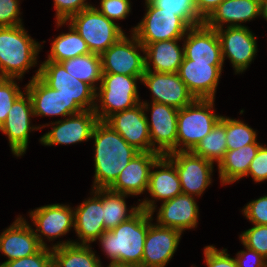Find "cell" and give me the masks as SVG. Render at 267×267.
<instances>
[{"instance_id": "3", "label": "cell", "mask_w": 267, "mask_h": 267, "mask_svg": "<svg viewBox=\"0 0 267 267\" xmlns=\"http://www.w3.org/2000/svg\"><path fill=\"white\" fill-rule=\"evenodd\" d=\"M24 25L0 27V78H16L37 64L42 45L28 35Z\"/></svg>"}, {"instance_id": "6", "label": "cell", "mask_w": 267, "mask_h": 267, "mask_svg": "<svg viewBox=\"0 0 267 267\" xmlns=\"http://www.w3.org/2000/svg\"><path fill=\"white\" fill-rule=\"evenodd\" d=\"M67 22L85 40L90 52L99 55L125 35L118 23L108 19L93 5L71 16L66 22L56 21V24L61 27Z\"/></svg>"}, {"instance_id": "9", "label": "cell", "mask_w": 267, "mask_h": 267, "mask_svg": "<svg viewBox=\"0 0 267 267\" xmlns=\"http://www.w3.org/2000/svg\"><path fill=\"white\" fill-rule=\"evenodd\" d=\"M39 68V77L49 87L70 98L71 101H76L84 110H94L96 90L91 85L67 73L59 62L45 60Z\"/></svg>"}, {"instance_id": "7", "label": "cell", "mask_w": 267, "mask_h": 267, "mask_svg": "<svg viewBox=\"0 0 267 267\" xmlns=\"http://www.w3.org/2000/svg\"><path fill=\"white\" fill-rule=\"evenodd\" d=\"M145 6L144 18L131 30L143 46L158 41L183 39L191 28L181 17L155 7L149 0L145 1Z\"/></svg>"}, {"instance_id": "29", "label": "cell", "mask_w": 267, "mask_h": 267, "mask_svg": "<svg viewBox=\"0 0 267 267\" xmlns=\"http://www.w3.org/2000/svg\"><path fill=\"white\" fill-rule=\"evenodd\" d=\"M51 248L52 267H103L90 245L68 240L57 242Z\"/></svg>"}, {"instance_id": "15", "label": "cell", "mask_w": 267, "mask_h": 267, "mask_svg": "<svg viewBox=\"0 0 267 267\" xmlns=\"http://www.w3.org/2000/svg\"><path fill=\"white\" fill-rule=\"evenodd\" d=\"M98 122L94 110H84L65 117L64 120L52 122V130L45 133L40 142L42 145H69L91 139L95 124ZM56 125V126H55Z\"/></svg>"}, {"instance_id": "16", "label": "cell", "mask_w": 267, "mask_h": 267, "mask_svg": "<svg viewBox=\"0 0 267 267\" xmlns=\"http://www.w3.org/2000/svg\"><path fill=\"white\" fill-rule=\"evenodd\" d=\"M105 122L138 151L156 152L152 148L147 114L142 102L131 109L114 113Z\"/></svg>"}, {"instance_id": "22", "label": "cell", "mask_w": 267, "mask_h": 267, "mask_svg": "<svg viewBox=\"0 0 267 267\" xmlns=\"http://www.w3.org/2000/svg\"><path fill=\"white\" fill-rule=\"evenodd\" d=\"M223 65L194 62L184 57L177 74L195 99H215Z\"/></svg>"}, {"instance_id": "40", "label": "cell", "mask_w": 267, "mask_h": 267, "mask_svg": "<svg viewBox=\"0 0 267 267\" xmlns=\"http://www.w3.org/2000/svg\"><path fill=\"white\" fill-rule=\"evenodd\" d=\"M95 8L115 22L128 17L131 12V2L130 0H100V7Z\"/></svg>"}, {"instance_id": "47", "label": "cell", "mask_w": 267, "mask_h": 267, "mask_svg": "<svg viewBox=\"0 0 267 267\" xmlns=\"http://www.w3.org/2000/svg\"><path fill=\"white\" fill-rule=\"evenodd\" d=\"M224 0H195L198 15L205 20L210 13Z\"/></svg>"}, {"instance_id": "17", "label": "cell", "mask_w": 267, "mask_h": 267, "mask_svg": "<svg viewBox=\"0 0 267 267\" xmlns=\"http://www.w3.org/2000/svg\"><path fill=\"white\" fill-rule=\"evenodd\" d=\"M30 219L36 226L33 229L39 243L49 247L44 242L43 236L50 241L66 235L74 228V209L65 204H49L29 212ZM39 232V233H38ZM43 235V236H42Z\"/></svg>"}, {"instance_id": "37", "label": "cell", "mask_w": 267, "mask_h": 267, "mask_svg": "<svg viewBox=\"0 0 267 267\" xmlns=\"http://www.w3.org/2000/svg\"><path fill=\"white\" fill-rule=\"evenodd\" d=\"M22 93L16 78H0V126L6 121L8 112Z\"/></svg>"}, {"instance_id": "46", "label": "cell", "mask_w": 267, "mask_h": 267, "mask_svg": "<svg viewBox=\"0 0 267 267\" xmlns=\"http://www.w3.org/2000/svg\"><path fill=\"white\" fill-rule=\"evenodd\" d=\"M246 250H241L236 254L238 267H264L267 260L255 250L244 246Z\"/></svg>"}, {"instance_id": "4", "label": "cell", "mask_w": 267, "mask_h": 267, "mask_svg": "<svg viewBox=\"0 0 267 267\" xmlns=\"http://www.w3.org/2000/svg\"><path fill=\"white\" fill-rule=\"evenodd\" d=\"M141 78L123 74H102L101 83L96 90L94 108L98 121H106L114 113L138 105L141 99L137 81H141Z\"/></svg>"}, {"instance_id": "41", "label": "cell", "mask_w": 267, "mask_h": 267, "mask_svg": "<svg viewBox=\"0 0 267 267\" xmlns=\"http://www.w3.org/2000/svg\"><path fill=\"white\" fill-rule=\"evenodd\" d=\"M87 0H53L56 10V21L66 22L71 16L89 8L92 4Z\"/></svg>"}, {"instance_id": "48", "label": "cell", "mask_w": 267, "mask_h": 267, "mask_svg": "<svg viewBox=\"0 0 267 267\" xmlns=\"http://www.w3.org/2000/svg\"><path fill=\"white\" fill-rule=\"evenodd\" d=\"M260 16L267 21V0H260Z\"/></svg>"}, {"instance_id": "36", "label": "cell", "mask_w": 267, "mask_h": 267, "mask_svg": "<svg viewBox=\"0 0 267 267\" xmlns=\"http://www.w3.org/2000/svg\"><path fill=\"white\" fill-rule=\"evenodd\" d=\"M155 7L181 17L190 27L204 24L198 15L195 0H149Z\"/></svg>"}, {"instance_id": "43", "label": "cell", "mask_w": 267, "mask_h": 267, "mask_svg": "<svg viewBox=\"0 0 267 267\" xmlns=\"http://www.w3.org/2000/svg\"><path fill=\"white\" fill-rule=\"evenodd\" d=\"M203 251L207 267H238L236 259L230 257L227 249L218 250L215 246L208 245Z\"/></svg>"}, {"instance_id": "31", "label": "cell", "mask_w": 267, "mask_h": 267, "mask_svg": "<svg viewBox=\"0 0 267 267\" xmlns=\"http://www.w3.org/2000/svg\"><path fill=\"white\" fill-rule=\"evenodd\" d=\"M60 63L67 73L73 75L77 80L86 82L97 90V85L101 83L102 78L101 56L99 54L89 53Z\"/></svg>"}, {"instance_id": "30", "label": "cell", "mask_w": 267, "mask_h": 267, "mask_svg": "<svg viewBox=\"0 0 267 267\" xmlns=\"http://www.w3.org/2000/svg\"><path fill=\"white\" fill-rule=\"evenodd\" d=\"M261 144H248L239 149L228 150L219 162L218 172L223 185L232 184L245 177L251 161L256 156Z\"/></svg>"}, {"instance_id": "2", "label": "cell", "mask_w": 267, "mask_h": 267, "mask_svg": "<svg viewBox=\"0 0 267 267\" xmlns=\"http://www.w3.org/2000/svg\"><path fill=\"white\" fill-rule=\"evenodd\" d=\"M151 213L139 208L128 220L105 231L97 240L110 262L134 264L142 267L144 243Z\"/></svg>"}, {"instance_id": "42", "label": "cell", "mask_w": 267, "mask_h": 267, "mask_svg": "<svg viewBox=\"0 0 267 267\" xmlns=\"http://www.w3.org/2000/svg\"><path fill=\"white\" fill-rule=\"evenodd\" d=\"M242 212L252 224L267 225V195L247 203Z\"/></svg>"}, {"instance_id": "10", "label": "cell", "mask_w": 267, "mask_h": 267, "mask_svg": "<svg viewBox=\"0 0 267 267\" xmlns=\"http://www.w3.org/2000/svg\"><path fill=\"white\" fill-rule=\"evenodd\" d=\"M165 156L175 165L182 193L200 197L212 182L214 163L191 151L170 152Z\"/></svg>"}, {"instance_id": "11", "label": "cell", "mask_w": 267, "mask_h": 267, "mask_svg": "<svg viewBox=\"0 0 267 267\" xmlns=\"http://www.w3.org/2000/svg\"><path fill=\"white\" fill-rule=\"evenodd\" d=\"M31 117H34L32 102L28 92L25 90L15 100L8 112L6 121L0 126V131L8 137L12 153L17 157L25 154L31 131L42 130V128L50 126L49 124L32 126Z\"/></svg>"}, {"instance_id": "34", "label": "cell", "mask_w": 267, "mask_h": 267, "mask_svg": "<svg viewBox=\"0 0 267 267\" xmlns=\"http://www.w3.org/2000/svg\"><path fill=\"white\" fill-rule=\"evenodd\" d=\"M127 194L116 193L109 189H103V221L106 231L116 228L123 221L132 217L140 208L139 205L128 210L125 197Z\"/></svg>"}, {"instance_id": "35", "label": "cell", "mask_w": 267, "mask_h": 267, "mask_svg": "<svg viewBox=\"0 0 267 267\" xmlns=\"http://www.w3.org/2000/svg\"><path fill=\"white\" fill-rule=\"evenodd\" d=\"M226 142L227 151L239 149L248 144H260L257 142L256 130L241 120L226 117Z\"/></svg>"}, {"instance_id": "21", "label": "cell", "mask_w": 267, "mask_h": 267, "mask_svg": "<svg viewBox=\"0 0 267 267\" xmlns=\"http://www.w3.org/2000/svg\"><path fill=\"white\" fill-rule=\"evenodd\" d=\"M93 195L74 208V230L79 237L74 244L96 241L106 230L103 221V189H92ZM81 241V242H80Z\"/></svg>"}, {"instance_id": "5", "label": "cell", "mask_w": 267, "mask_h": 267, "mask_svg": "<svg viewBox=\"0 0 267 267\" xmlns=\"http://www.w3.org/2000/svg\"><path fill=\"white\" fill-rule=\"evenodd\" d=\"M215 99H195L179 109L177 117V151H192L211 132L222 115L214 113Z\"/></svg>"}, {"instance_id": "45", "label": "cell", "mask_w": 267, "mask_h": 267, "mask_svg": "<svg viewBox=\"0 0 267 267\" xmlns=\"http://www.w3.org/2000/svg\"><path fill=\"white\" fill-rule=\"evenodd\" d=\"M253 178L256 183L267 180V146L261 144L256 156L251 161L248 173L245 177Z\"/></svg>"}, {"instance_id": "49", "label": "cell", "mask_w": 267, "mask_h": 267, "mask_svg": "<svg viewBox=\"0 0 267 267\" xmlns=\"http://www.w3.org/2000/svg\"><path fill=\"white\" fill-rule=\"evenodd\" d=\"M108 267H141L134 264L119 263V262H110Z\"/></svg>"}, {"instance_id": "14", "label": "cell", "mask_w": 267, "mask_h": 267, "mask_svg": "<svg viewBox=\"0 0 267 267\" xmlns=\"http://www.w3.org/2000/svg\"><path fill=\"white\" fill-rule=\"evenodd\" d=\"M218 34L223 61L227 57L235 74L244 72L257 55L256 37L246 26L224 27L216 29Z\"/></svg>"}, {"instance_id": "19", "label": "cell", "mask_w": 267, "mask_h": 267, "mask_svg": "<svg viewBox=\"0 0 267 267\" xmlns=\"http://www.w3.org/2000/svg\"><path fill=\"white\" fill-rule=\"evenodd\" d=\"M140 82L151 91V102L181 109L195 100L177 73L145 71Z\"/></svg>"}, {"instance_id": "39", "label": "cell", "mask_w": 267, "mask_h": 267, "mask_svg": "<svg viewBox=\"0 0 267 267\" xmlns=\"http://www.w3.org/2000/svg\"><path fill=\"white\" fill-rule=\"evenodd\" d=\"M0 267H52V248L42 247L36 254L0 263Z\"/></svg>"}, {"instance_id": "32", "label": "cell", "mask_w": 267, "mask_h": 267, "mask_svg": "<svg viewBox=\"0 0 267 267\" xmlns=\"http://www.w3.org/2000/svg\"><path fill=\"white\" fill-rule=\"evenodd\" d=\"M68 33H62L54 38L50 50V54L46 60L54 62H62L76 56L91 53L85 40L70 25Z\"/></svg>"}, {"instance_id": "20", "label": "cell", "mask_w": 267, "mask_h": 267, "mask_svg": "<svg viewBox=\"0 0 267 267\" xmlns=\"http://www.w3.org/2000/svg\"><path fill=\"white\" fill-rule=\"evenodd\" d=\"M148 228L144 243L142 267H165L176 252L182 232L152 223Z\"/></svg>"}, {"instance_id": "28", "label": "cell", "mask_w": 267, "mask_h": 267, "mask_svg": "<svg viewBox=\"0 0 267 267\" xmlns=\"http://www.w3.org/2000/svg\"><path fill=\"white\" fill-rule=\"evenodd\" d=\"M181 40L158 41L144 46L146 71L177 73L184 59V46L177 43Z\"/></svg>"}, {"instance_id": "8", "label": "cell", "mask_w": 267, "mask_h": 267, "mask_svg": "<svg viewBox=\"0 0 267 267\" xmlns=\"http://www.w3.org/2000/svg\"><path fill=\"white\" fill-rule=\"evenodd\" d=\"M144 46L137 37L123 35L116 43L104 51L101 56L102 74H123L142 77L146 71Z\"/></svg>"}, {"instance_id": "44", "label": "cell", "mask_w": 267, "mask_h": 267, "mask_svg": "<svg viewBox=\"0 0 267 267\" xmlns=\"http://www.w3.org/2000/svg\"><path fill=\"white\" fill-rule=\"evenodd\" d=\"M19 0H0V27L21 25Z\"/></svg>"}, {"instance_id": "13", "label": "cell", "mask_w": 267, "mask_h": 267, "mask_svg": "<svg viewBox=\"0 0 267 267\" xmlns=\"http://www.w3.org/2000/svg\"><path fill=\"white\" fill-rule=\"evenodd\" d=\"M40 68L36 74L32 76L29 83L26 84V91L28 92L34 116H63L69 117L72 114H77L84 111V109L76 102L71 101L70 98L65 97L57 90L49 87L40 77Z\"/></svg>"}, {"instance_id": "23", "label": "cell", "mask_w": 267, "mask_h": 267, "mask_svg": "<svg viewBox=\"0 0 267 267\" xmlns=\"http://www.w3.org/2000/svg\"><path fill=\"white\" fill-rule=\"evenodd\" d=\"M184 57L188 60L209 65H223L221 44L215 29L205 24L191 27L185 34Z\"/></svg>"}, {"instance_id": "12", "label": "cell", "mask_w": 267, "mask_h": 267, "mask_svg": "<svg viewBox=\"0 0 267 267\" xmlns=\"http://www.w3.org/2000/svg\"><path fill=\"white\" fill-rule=\"evenodd\" d=\"M142 105L145 112L151 110V120L147 116V123L152 148L161 155L176 152L179 109L158 102L142 101Z\"/></svg>"}, {"instance_id": "18", "label": "cell", "mask_w": 267, "mask_h": 267, "mask_svg": "<svg viewBox=\"0 0 267 267\" xmlns=\"http://www.w3.org/2000/svg\"><path fill=\"white\" fill-rule=\"evenodd\" d=\"M154 168L158 170L152 171ZM147 191L152 200L144 199L138 205L152 215L157 207L155 201L160 200L163 202L182 194L180 179L175 165L165 155H161L153 164Z\"/></svg>"}, {"instance_id": "27", "label": "cell", "mask_w": 267, "mask_h": 267, "mask_svg": "<svg viewBox=\"0 0 267 267\" xmlns=\"http://www.w3.org/2000/svg\"><path fill=\"white\" fill-rule=\"evenodd\" d=\"M260 16V0H224L204 20L211 29L242 27V23Z\"/></svg>"}, {"instance_id": "25", "label": "cell", "mask_w": 267, "mask_h": 267, "mask_svg": "<svg viewBox=\"0 0 267 267\" xmlns=\"http://www.w3.org/2000/svg\"><path fill=\"white\" fill-rule=\"evenodd\" d=\"M43 246L31 225L21 215L0 234V252L8 262L36 254Z\"/></svg>"}, {"instance_id": "26", "label": "cell", "mask_w": 267, "mask_h": 267, "mask_svg": "<svg viewBox=\"0 0 267 267\" xmlns=\"http://www.w3.org/2000/svg\"><path fill=\"white\" fill-rule=\"evenodd\" d=\"M194 196L180 194L163 201L156 217V223L163 227L183 232L196 228L199 219V207Z\"/></svg>"}, {"instance_id": "33", "label": "cell", "mask_w": 267, "mask_h": 267, "mask_svg": "<svg viewBox=\"0 0 267 267\" xmlns=\"http://www.w3.org/2000/svg\"><path fill=\"white\" fill-rule=\"evenodd\" d=\"M193 154L203 157L217 165L227 152L226 142V116H221L220 120L191 151Z\"/></svg>"}, {"instance_id": "24", "label": "cell", "mask_w": 267, "mask_h": 267, "mask_svg": "<svg viewBox=\"0 0 267 267\" xmlns=\"http://www.w3.org/2000/svg\"><path fill=\"white\" fill-rule=\"evenodd\" d=\"M160 156L158 152H139L108 189L131 196L143 194L148 189L151 168Z\"/></svg>"}, {"instance_id": "38", "label": "cell", "mask_w": 267, "mask_h": 267, "mask_svg": "<svg viewBox=\"0 0 267 267\" xmlns=\"http://www.w3.org/2000/svg\"><path fill=\"white\" fill-rule=\"evenodd\" d=\"M242 245L255 250L267 260V225H255L240 234Z\"/></svg>"}, {"instance_id": "1", "label": "cell", "mask_w": 267, "mask_h": 267, "mask_svg": "<svg viewBox=\"0 0 267 267\" xmlns=\"http://www.w3.org/2000/svg\"><path fill=\"white\" fill-rule=\"evenodd\" d=\"M94 182L92 189H108L138 151L128 144L105 121H98L93 129Z\"/></svg>"}]
</instances>
